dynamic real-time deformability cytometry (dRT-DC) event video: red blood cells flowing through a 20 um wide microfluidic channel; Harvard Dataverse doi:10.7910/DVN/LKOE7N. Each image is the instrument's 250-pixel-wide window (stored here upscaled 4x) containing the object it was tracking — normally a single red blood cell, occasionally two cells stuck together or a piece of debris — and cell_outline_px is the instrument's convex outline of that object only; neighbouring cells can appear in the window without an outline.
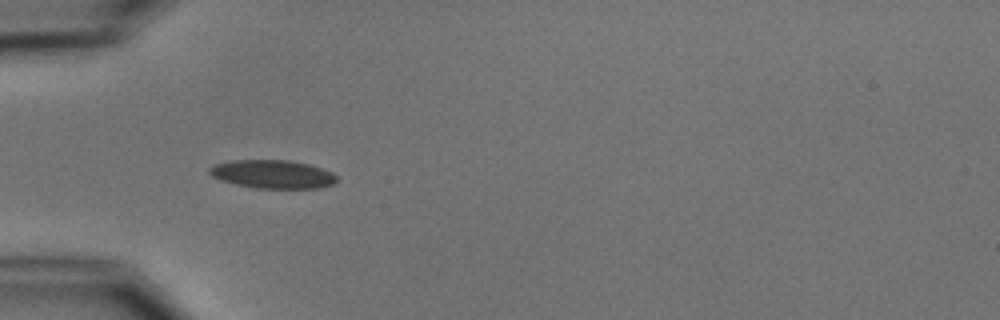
{"species": "common noctule bat (a hibernating species)", "species_latin": "Nyctalus noctula", "temperature_condition": "cold", "stored_images_in_passage": 10, "camera_frame_rate_fps": 3000, "um_per_image_px": 0.085, "animal": {"sex": "male", "body_mass_g": 15.6}, "frame": {"image": 1, "passage_image": 4, "time_ms": 3.667, "image_size_px": [1000, 320], "cell_outline_px": [[336, 180], [332, 184], [320, 188], [256, 188], [236, 184], [220, 180], [212, 176], [208, 172], [208, 168], [212, 164], [228, 160], [288, 160], [308, 164], [332, 172], [336, 176]], "centroid_in_image_um": [23.11, 14.8], "position_along_channel_um": 61.9, "area_um2": 21.1}}
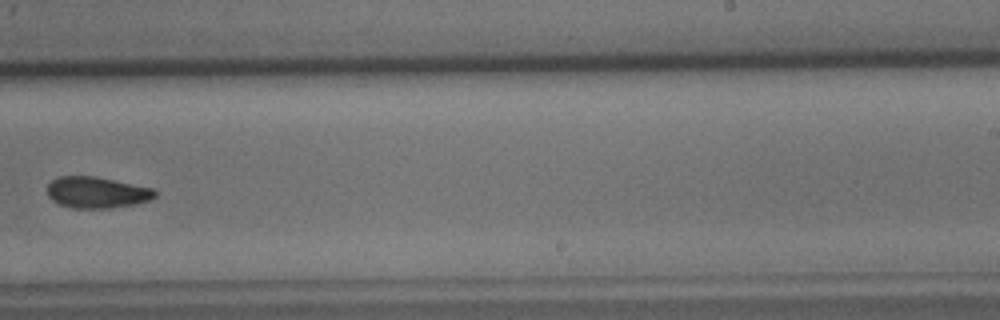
{"frame": {"image": 2, "passage_image": 9, "time_ms": 9.667, "image_size_px": [1000, 320], "cell_outline_px": [[156, 196], [148, 200], [132, 204], [112, 208], [72, 208], [60, 204], [52, 200], [48, 196], [48, 184], [52, 180], [60, 176], [96, 176], [152, 188], [156, 192]], "centroid_in_image_um": [8.2, 16.35], "position_along_channel_um": 280.8, "area_um2": 19.48}}
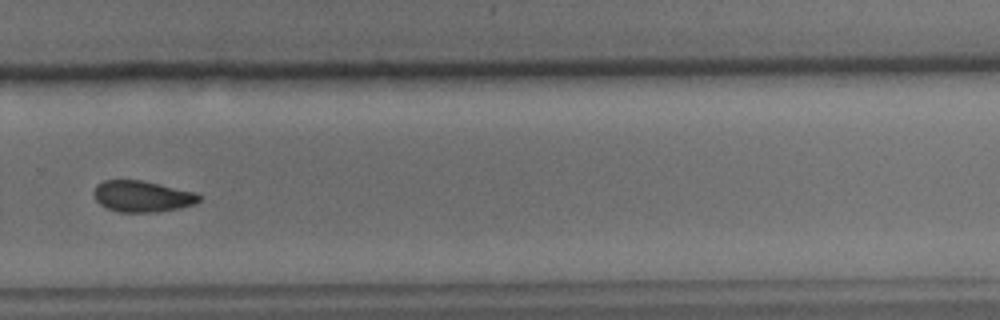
{"frame": {"image": 3, "passage_image": 10, "time_ms": 10.667, "image_size_px": [1000, 320], "cell_outline_px": [[200, 200], [196, 204], [180, 208], [156, 212], [120, 212], [108, 208], [100, 204], [96, 200], [92, 192], [96, 184], [104, 180], [140, 180], [196, 192], [200, 196]], "centroid_in_image_um": [12.08, 16.69], "position_along_channel_um": 317.7, "area_um2": 19.19}}